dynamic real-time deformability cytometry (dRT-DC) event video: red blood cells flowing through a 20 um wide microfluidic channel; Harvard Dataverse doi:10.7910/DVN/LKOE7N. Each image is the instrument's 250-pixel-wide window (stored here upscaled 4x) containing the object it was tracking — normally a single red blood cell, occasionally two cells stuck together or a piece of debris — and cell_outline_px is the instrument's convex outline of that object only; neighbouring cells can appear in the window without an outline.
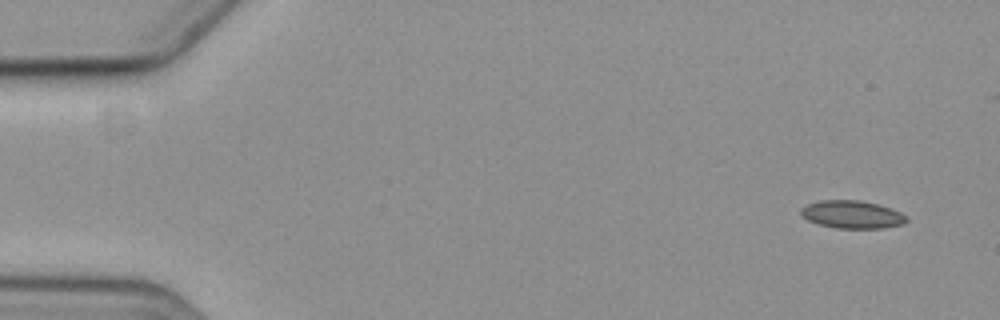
{"species": "common noctule bat (a hibernating species)", "species_latin": "Nyctalus noctula", "temperature_condition": "cold", "stored_images_in_passage": 6, "segment_of_instrument_passage": [1, 2], "camera_frame_rate_fps": 3000, "um_per_image_px": 0.085, "animal": {"sex": "female", "body_mass_g": 19.3, "forearm_length_mm": 54.1}, "frame": {"image": 1, "passage_image": 1, "time_ms": 0.0, "image_size_px": [1000, 320], "cell_outline_px": [[908, 220], [904, 224], [884, 228], [836, 228], [820, 224], [808, 220], [800, 212], [800, 208], [808, 204], [820, 200], [860, 200], [876, 204], [900, 212], [908, 216]], "centroid_in_image_um": [72.45, 18.23], "position_along_channel_um": 12.6, "area_um2": 16.99}}
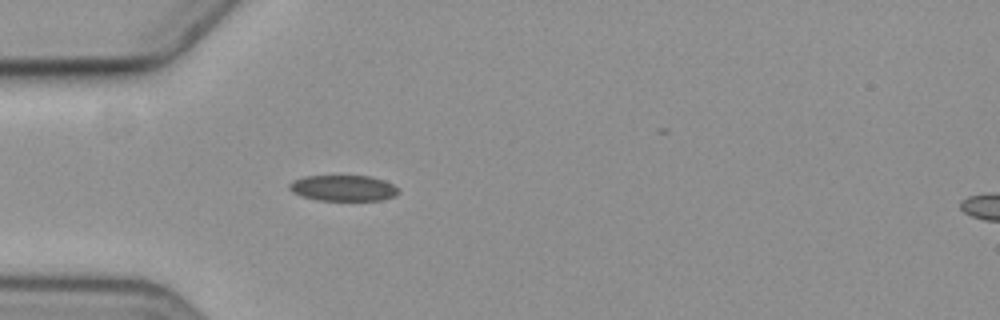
{"frame": {"image": 2, "passage_image": 5, "time_ms": 4.667, "image_size_px": [1000, 320], "cell_outline_px": [[400, 192], [396, 196], [384, 200], [316, 200], [300, 196], [292, 192], [288, 188], [288, 184], [292, 180], [304, 176], [368, 176], [384, 180], [400, 188]], "centroid_in_image_um": [29.18, 15.99], "position_along_channel_um": 55.8, "area_um2": 16.7}}